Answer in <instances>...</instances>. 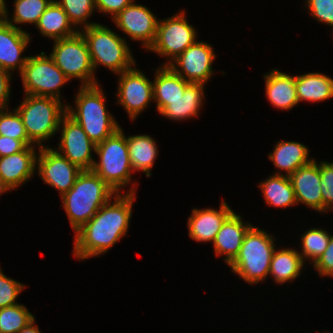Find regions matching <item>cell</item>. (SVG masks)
<instances>
[{"instance_id": "4fadbf2b", "label": "cell", "mask_w": 333, "mask_h": 333, "mask_svg": "<svg viewBox=\"0 0 333 333\" xmlns=\"http://www.w3.org/2000/svg\"><path fill=\"white\" fill-rule=\"evenodd\" d=\"M214 59L216 56L212 46L196 40L168 66L189 83L206 84L214 74Z\"/></svg>"}, {"instance_id": "ba28073f", "label": "cell", "mask_w": 333, "mask_h": 333, "mask_svg": "<svg viewBox=\"0 0 333 333\" xmlns=\"http://www.w3.org/2000/svg\"><path fill=\"white\" fill-rule=\"evenodd\" d=\"M53 41V49L49 55L69 80L79 79L80 86L99 84L95 78L87 43L79 31L71 37Z\"/></svg>"}, {"instance_id": "d6a6232c", "label": "cell", "mask_w": 333, "mask_h": 333, "mask_svg": "<svg viewBox=\"0 0 333 333\" xmlns=\"http://www.w3.org/2000/svg\"><path fill=\"white\" fill-rule=\"evenodd\" d=\"M56 2L64 9L70 23L78 31L80 27L82 30L91 25L98 24L97 22H88V18L96 10L95 0H56Z\"/></svg>"}, {"instance_id": "8fae6325", "label": "cell", "mask_w": 333, "mask_h": 333, "mask_svg": "<svg viewBox=\"0 0 333 333\" xmlns=\"http://www.w3.org/2000/svg\"><path fill=\"white\" fill-rule=\"evenodd\" d=\"M117 103L123 106L129 118L134 121L153 100L152 81L139 69L132 67L117 74Z\"/></svg>"}, {"instance_id": "52a82bcc", "label": "cell", "mask_w": 333, "mask_h": 333, "mask_svg": "<svg viewBox=\"0 0 333 333\" xmlns=\"http://www.w3.org/2000/svg\"><path fill=\"white\" fill-rule=\"evenodd\" d=\"M274 241V236L253 225L244 237L238 256L229 265L231 271L251 285L265 281L276 249Z\"/></svg>"}, {"instance_id": "8d00e7d4", "label": "cell", "mask_w": 333, "mask_h": 333, "mask_svg": "<svg viewBox=\"0 0 333 333\" xmlns=\"http://www.w3.org/2000/svg\"><path fill=\"white\" fill-rule=\"evenodd\" d=\"M310 15L333 28V0H306ZM333 32V29H332Z\"/></svg>"}, {"instance_id": "5b68a950", "label": "cell", "mask_w": 333, "mask_h": 333, "mask_svg": "<svg viewBox=\"0 0 333 333\" xmlns=\"http://www.w3.org/2000/svg\"><path fill=\"white\" fill-rule=\"evenodd\" d=\"M95 161L92 170L101 177L116 193L121 194L123 187L130 184L132 188L126 193L136 194V184L132 183V167L126 136L122 127L113 135L96 145ZM133 185V186H132Z\"/></svg>"}, {"instance_id": "9a60e30c", "label": "cell", "mask_w": 333, "mask_h": 333, "mask_svg": "<svg viewBox=\"0 0 333 333\" xmlns=\"http://www.w3.org/2000/svg\"><path fill=\"white\" fill-rule=\"evenodd\" d=\"M115 26L132 40L140 41L148 51L156 39L159 19L135 0L112 18Z\"/></svg>"}, {"instance_id": "60d3db41", "label": "cell", "mask_w": 333, "mask_h": 333, "mask_svg": "<svg viewBox=\"0 0 333 333\" xmlns=\"http://www.w3.org/2000/svg\"><path fill=\"white\" fill-rule=\"evenodd\" d=\"M11 76L12 74L0 68V109L9 108L8 101L10 100L9 96L11 95Z\"/></svg>"}, {"instance_id": "7c38bea8", "label": "cell", "mask_w": 333, "mask_h": 333, "mask_svg": "<svg viewBox=\"0 0 333 333\" xmlns=\"http://www.w3.org/2000/svg\"><path fill=\"white\" fill-rule=\"evenodd\" d=\"M36 169L41 179L49 186L59 191L62 196L74 185L79 173L82 171L77 165L50 146L38 148Z\"/></svg>"}, {"instance_id": "836d02e7", "label": "cell", "mask_w": 333, "mask_h": 333, "mask_svg": "<svg viewBox=\"0 0 333 333\" xmlns=\"http://www.w3.org/2000/svg\"><path fill=\"white\" fill-rule=\"evenodd\" d=\"M0 135L21 140L26 146L34 145L25 132V128L16 109H0Z\"/></svg>"}, {"instance_id": "4dcf8cb0", "label": "cell", "mask_w": 333, "mask_h": 333, "mask_svg": "<svg viewBox=\"0 0 333 333\" xmlns=\"http://www.w3.org/2000/svg\"><path fill=\"white\" fill-rule=\"evenodd\" d=\"M332 236L326 230L317 227H311L304 232L300 238L302 250L299 251L304 263L311 260L309 264H314L326 250Z\"/></svg>"}, {"instance_id": "484cf974", "label": "cell", "mask_w": 333, "mask_h": 333, "mask_svg": "<svg viewBox=\"0 0 333 333\" xmlns=\"http://www.w3.org/2000/svg\"><path fill=\"white\" fill-rule=\"evenodd\" d=\"M35 26L39 33L52 40L68 38L78 32L56 0L51 1Z\"/></svg>"}, {"instance_id": "d6986e66", "label": "cell", "mask_w": 333, "mask_h": 333, "mask_svg": "<svg viewBox=\"0 0 333 333\" xmlns=\"http://www.w3.org/2000/svg\"><path fill=\"white\" fill-rule=\"evenodd\" d=\"M233 212L223 200L219 210L213 208L192 209V215L188 217V234L197 242L213 243L223 222Z\"/></svg>"}, {"instance_id": "d590c367", "label": "cell", "mask_w": 333, "mask_h": 333, "mask_svg": "<svg viewBox=\"0 0 333 333\" xmlns=\"http://www.w3.org/2000/svg\"><path fill=\"white\" fill-rule=\"evenodd\" d=\"M23 289L22 283L7 277L0 268V308L18 304L15 300Z\"/></svg>"}, {"instance_id": "2e32d148", "label": "cell", "mask_w": 333, "mask_h": 333, "mask_svg": "<svg viewBox=\"0 0 333 333\" xmlns=\"http://www.w3.org/2000/svg\"><path fill=\"white\" fill-rule=\"evenodd\" d=\"M31 35L23 29L15 28L4 18H0V68L12 74L21 73L29 56L21 55L29 45Z\"/></svg>"}, {"instance_id": "3957f363", "label": "cell", "mask_w": 333, "mask_h": 333, "mask_svg": "<svg viewBox=\"0 0 333 333\" xmlns=\"http://www.w3.org/2000/svg\"><path fill=\"white\" fill-rule=\"evenodd\" d=\"M75 96V108L67 105L66 114L77 122L94 143L113 135L120 125L106 109V96L99 84L80 86Z\"/></svg>"}, {"instance_id": "30bf717a", "label": "cell", "mask_w": 333, "mask_h": 333, "mask_svg": "<svg viewBox=\"0 0 333 333\" xmlns=\"http://www.w3.org/2000/svg\"><path fill=\"white\" fill-rule=\"evenodd\" d=\"M197 32L186 19L185 10L166 19H159L156 39L148 51L167 57L168 65L196 41Z\"/></svg>"}, {"instance_id": "1f68e13d", "label": "cell", "mask_w": 333, "mask_h": 333, "mask_svg": "<svg viewBox=\"0 0 333 333\" xmlns=\"http://www.w3.org/2000/svg\"><path fill=\"white\" fill-rule=\"evenodd\" d=\"M34 319L23 304L0 308V333H18Z\"/></svg>"}, {"instance_id": "ee69618b", "label": "cell", "mask_w": 333, "mask_h": 333, "mask_svg": "<svg viewBox=\"0 0 333 333\" xmlns=\"http://www.w3.org/2000/svg\"><path fill=\"white\" fill-rule=\"evenodd\" d=\"M8 188L0 181V196L1 194H3L4 192H8Z\"/></svg>"}, {"instance_id": "cb8c5ba5", "label": "cell", "mask_w": 333, "mask_h": 333, "mask_svg": "<svg viewBox=\"0 0 333 333\" xmlns=\"http://www.w3.org/2000/svg\"><path fill=\"white\" fill-rule=\"evenodd\" d=\"M153 101L156 103L157 112L160 113L167 101L175 100L184 94L190 84L174 72L168 65H161L154 74Z\"/></svg>"}, {"instance_id": "f546056e", "label": "cell", "mask_w": 333, "mask_h": 333, "mask_svg": "<svg viewBox=\"0 0 333 333\" xmlns=\"http://www.w3.org/2000/svg\"><path fill=\"white\" fill-rule=\"evenodd\" d=\"M51 1L52 0H14L12 18H9V12H7L4 19L10 25L18 29L22 28L17 26V24L36 25Z\"/></svg>"}, {"instance_id": "ab89813d", "label": "cell", "mask_w": 333, "mask_h": 333, "mask_svg": "<svg viewBox=\"0 0 333 333\" xmlns=\"http://www.w3.org/2000/svg\"><path fill=\"white\" fill-rule=\"evenodd\" d=\"M26 145L17 139L0 135V157H5L22 151Z\"/></svg>"}, {"instance_id": "d4e9b609", "label": "cell", "mask_w": 333, "mask_h": 333, "mask_svg": "<svg viewBox=\"0 0 333 333\" xmlns=\"http://www.w3.org/2000/svg\"><path fill=\"white\" fill-rule=\"evenodd\" d=\"M295 86L299 103H317L333 98V79L320 72L295 75Z\"/></svg>"}, {"instance_id": "f1b7e54d", "label": "cell", "mask_w": 333, "mask_h": 333, "mask_svg": "<svg viewBox=\"0 0 333 333\" xmlns=\"http://www.w3.org/2000/svg\"><path fill=\"white\" fill-rule=\"evenodd\" d=\"M258 185L267 205L283 208L298 205L290 177L273 174Z\"/></svg>"}, {"instance_id": "7bdbcfd3", "label": "cell", "mask_w": 333, "mask_h": 333, "mask_svg": "<svg viewBox=\"0 0 333 333\" xmlns=\"http://www.w3.org/2000/svg\"><path fill=\"white\" fill-rule=\"evenodd\" d=\"M7 12L6 1L0 0V18H4Z\"/></svg>"}, {"instance_id": "44dd1931", "label": "cell", "mask_w": 333, "mask_h": 333, "mask_svg": "<svg viewBox=\"0 0 333 333\" xmlns=\"http://www.w3.org/2000/svg\"><path fill=\"white\" fill-rule=\"evenodd\" d=\"M264 76L265 94L272 106L281 110H291L299 101L296 93L295 75L273 69Z\"/></svg>"}, {"instance_id": "ac0fdd59", "label": "cell", "mask_w": 333, "mask_h": 333, "mask_svg": "<svg viewBox=\"0 0 333 333\" xmlns=\"http://www.w3.org/2000/svg\"><path fill=\"white\" fill-rule=\"evenodd\" d=\"M289 177L293 185L297 204L302 203L322 214L323 199L320 185V168L315 159L311 163L299 167Z\"/></svg>"}, {"instance_id": "7402d4cb", "label": "cell", "mask_w": 333, "mask_h": 333, "mask_svg": "<svg viewBox=\"0 0 333 333\" xmlns=\"http://www.w3.org/2000/svg\"><path fill=\"white\" fill-rule=\"evenodd\" d=\"M206 84L190 83L184 94L175 100L167 101V106L160 112V115L174 121H183L199 116L198 113L203 107L205 99Z\"/></svg>"}, {"instance_id": "603a6c76", "label": "cell", "mask_w": 333, "mask_h": 333, "mask_svg": "<svg viewBox=\"0 0 333 333\" xmlns=\"http://www.w3.org/2000/svg\"><path fill=\"white\" fill-rule=\"evenodd\" d=\"M309 149L304 144L296 141H277L273 152L269 153V159L280 172L274 174L290 176L299 167L311 163L314 158H309ZM282 171H285L282 174Z\"/></svg>"}, {"instance_id": "8992f818", "label": "cell", "mask_w": 333, "mask_h": 333, "mask_svg": "<svg viewBox=\"0 0 333 333\" xmlns=\"http://www.w3.org/2000/svg\"><path fill=\"white\" fill-rule=\"evenodd\" d=\"M24 97L15 109L21 116L28 139L38 148L43 147L44 141L58 133L61 119L66 115L67 104L52 97Z\"/></svg>"}, {"instance_id": "7a4b0ae2", "label": "cell", "mask_w": 333, "mask_h": 333, "mask_svg": "<svg viewBox=\"0 0 333 333\" xmlns=\"http://www.w3.org/2000/svg\"><path fill=\"white\" fill-rule=\"evenodd\" d=\"M116 192L93 170H82L60 198L71 228L81 229Z\"/></svg>"}, {"instance_id": "9c48e42d", "label": "cell", "mask_w": 333, "mask_h": 333, "mask_svg": "<svg viewBox=\"0 0 333 333\" xmlns=\"http://www.w3.org/2000/svg\"><path fill=\"white\" fill-rule=\"evenodd\" d=\"M19 75L25 95L52 97L60 101L61 87L70 82L45 52L30 55Z\"/></svg>"}, {"instance_id": "e0dca14e", "label": "cell", "mask_w": 333, "mask_h": 333, "mask_svg": "<svg viewBox=\"0 0 333 333\" xmlns=\"http://www.w3.org/2000/svg\"><path fill=\"white\" fill-rule=\"evenodd\" d=\"M36 147L26 146L18 153L0 157V181L9 191L16 190L34 176L38 155Z\"/></svg>"}, {"instance_id": "f35d334b", "label": "cell", "mask_w": 333, "mask_h": 333, "mask_svg": "<svg viewBox=\"0 0 333 333\" xmlns=\"http://www.w3.org/2000/svg\"><path fill=\"white\" fill-rule=\"evenodd\" d=\"M134 0H95L96 11L100 13L110 14V17H115L125 7L131 4Z\"/></svg>"}, {"instance_id": "b9f144b4", "label": "cell", "mask_w": 333, "mask_h": 333, "mask_svg": "<svg viewBox=\"0 0 333 333\" xmlns=\"http://www.w3.org/2000/svg\"><path fill=\"white\" fill-rule=\"evenodd\" d=\"M18 333H41V331L39 330L38 325L35 324V319H34Z\"/></svg>"}, {"instance_id": "277c9868", "label": "cell", "mask_w": 333, "mask_h": 333, "mask_svg": "<svg viewBox=\"0 0 333 333\" xmlns=\"http://www.w3.org/2000/svg\"><path fill=\"white\" fill-rule=\"evenodd\" d=\"M79 32L87 43L94 72L100 65L115 74L136 66L125 38L107 26L98 23L79 30Z\"/></svg>"}, {"instance_id": "e575fe53", "label": "cell", "mask_w": 333, "mask_h": 333, "mask_svg": "<svg viewBox=\"0 0 333 333\" xmlns=\"http://www.w3.org/2000/svg\"><path fill=\"white\" fill-rule=\"evenodd\" d=\"M323 213L333 210V162L319 163Z\"/></svg>"}, {"instance_id": "4316f807", "label": "cell", "mask_w": 333, "mask_h": 333, "mask_svg": "<svg viewBox=\"0 0 333 333\" xmlns=\"http://www.w3.org/2000/svg\"><path fill=\"white\" fill-rule=\"evenodd\" d=\"M126 143L133 172L141 170L150 177L154 161L158 156L157 142L150 135L140 134L126 135Z\"/></svg>"}, {"instance_id": "ffe728a7", "label": "cell", "mask_w": 333, "mask_h": 333, "mask_svg": "<svg viewBox=\"0 0 333 333\" xmlns=\"http://www.w3.org/2000/svg\"><path fill=\"white\" fill-rule=\"evenodd\" d=\"M253 225L242 220L234 211L223 222L213 242L216 256H224V261L230 265L240 252L241 245L248 230Z\"/></svg>"}, {"instance_id": "5bb4252c", "label": "cell", "mask_w": 333, "mask_h": 333, "mask_svg": "<svg viewBox=\"0 0 333 333\" xmlns=\"http://www.w3.org/2000/svg\"><path fill=\"white\" fill-rule=\"evenodd\" d=\"M58 130L61 131V137L55 150L81 170H92L96 161L92 157V151L95 153L96 144L88 138L83 128L66 114L61 119Z\"/></svg>"}, {"instance_id": "6da1fadb", "label": "cell", "mask_w": 333, "mask_h": 333, "mask_svg": "<svg viewBox=\"0 0 333 333\" xmlns=\"http://www.w3.org/2000/svg\"><path fill=\"white\" fill-rule=\"evenodd\" d=\"M136 196L116 193L73 236V255L79 260L98 257L127 234ZM112 203V204H111Z\"/></svg>"}, {"instance_id": "74e56055", "label": "cell", "mask_w": 333, "mask_h": 333, "mask_svg": "<svg viewBox=\"0 0 333 333\" xmlns=\"http://www.w3.org/2000/svg\"><path fill=\"white\" fill-rule=\"evenodd\" d=\"M319 276L333 277V236L330 238L324 253L313 264Z\"/></svg>"}, {"instance_id": "83f0119b", "label": "cell", "mask_w": 333, "mask_h": 333, "mask_svg": "<svg viewBox=\"0 0 333 333\" xmlns=\"http://www.w3.org/2000/svg\"><path fill=\"white\" fill-rule=\"evenodd\" d=\"M305 263L294 248L275 249L271 258L269 275L277 284L292 282L298 278ZM290 280V281H289Z\"/></svg>"}]
</instances>
